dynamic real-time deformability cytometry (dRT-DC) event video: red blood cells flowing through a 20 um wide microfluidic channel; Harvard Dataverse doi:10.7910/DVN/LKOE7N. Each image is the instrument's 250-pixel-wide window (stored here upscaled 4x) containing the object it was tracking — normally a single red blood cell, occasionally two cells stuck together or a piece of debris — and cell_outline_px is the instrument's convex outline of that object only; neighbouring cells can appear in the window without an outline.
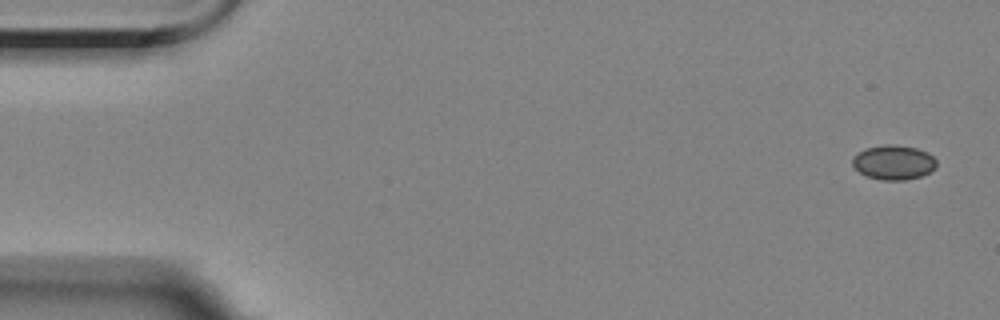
{"species": "Egyptian fruit bat (a non-hibernating species)", "species_latin": "Rousettus aegyptiacus", "temperature_condition": "room temperature", "stored_images_in_passage": 5, "camera_frame_rate_fps": 3000, "um_per_image_px": 0.085, "animal": {"sex": "female"}, "frame": {"image": 1, "passage_image": 1, "time_ms": 0.0, "image_size_px": [1000, 320], "cell_outline_px": [[936, 168], [920, 176], [904, 180], [880, 180], [868, 176], [860, 172], [852, 164], [852, 156], [864, 148], [884, 144], [896, 144], [916, 148], [928, 152], [936, 160]], "centroid_in_image_um": [75.94, 13.78], "position_along_channel_um": 9.1, "area_um2": 16.99}}
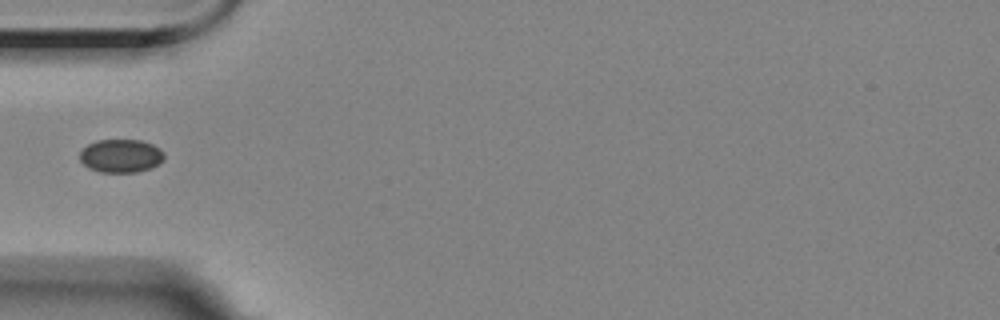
{"frame": {"image": 2, "passage_image": 5, "time_ms": 5.333, "image_size_px": [1000, 320], "cell_outline_px": [[164, 160], [152, 168], [136, 172], [100, 172], [88, 168], [80, 160], [80, 152], [88, 144], [96, 140], [140, 140], [152, 144], [160, 148], [164, 152]], "centroid_in_image_um": [10.29, 13.25], "position_along_channel_um": 74.7, "area_um2": 16.47}}